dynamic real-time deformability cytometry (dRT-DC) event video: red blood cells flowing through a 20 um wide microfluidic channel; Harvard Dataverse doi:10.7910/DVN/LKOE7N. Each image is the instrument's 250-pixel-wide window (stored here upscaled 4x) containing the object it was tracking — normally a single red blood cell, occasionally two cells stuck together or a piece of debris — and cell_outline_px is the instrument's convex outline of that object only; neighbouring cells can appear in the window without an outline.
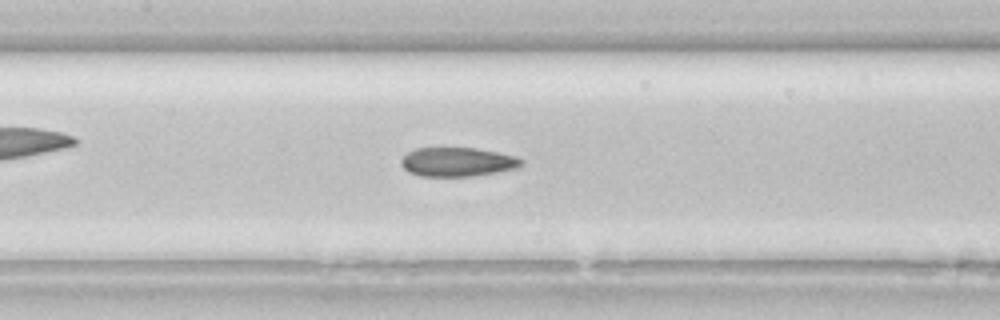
{"species": "common noctule bat (a hibernating species)", "species_latin": "Nyctalus noctula", "temperature_condition": "room temperature", "stored_images_in_passage": 42, "camera_frame_rate_fps": 3000, "um_per_image_px": 0.085, "animal": {"sex": "female", "body_mass_g": 22.7, "forearm_length_mm": 54.2}, "frame": {"image": 1, "passage_image": 19, "time_ms": 6.0, "image_size_px": [1000, 320], "cell_outline_px": [[524, 164], [516, 168], [496, 172], [472, 176], [420, 176], [408, 172], [400, 164], [400, 160], [408, 152], [416, 148], [476, 148], [516, 156], [524, 160]], "centroid_in_image_um": [38.88, 13.76], "position_along_channel_um": 168.5, "area_um2": 20.35}}